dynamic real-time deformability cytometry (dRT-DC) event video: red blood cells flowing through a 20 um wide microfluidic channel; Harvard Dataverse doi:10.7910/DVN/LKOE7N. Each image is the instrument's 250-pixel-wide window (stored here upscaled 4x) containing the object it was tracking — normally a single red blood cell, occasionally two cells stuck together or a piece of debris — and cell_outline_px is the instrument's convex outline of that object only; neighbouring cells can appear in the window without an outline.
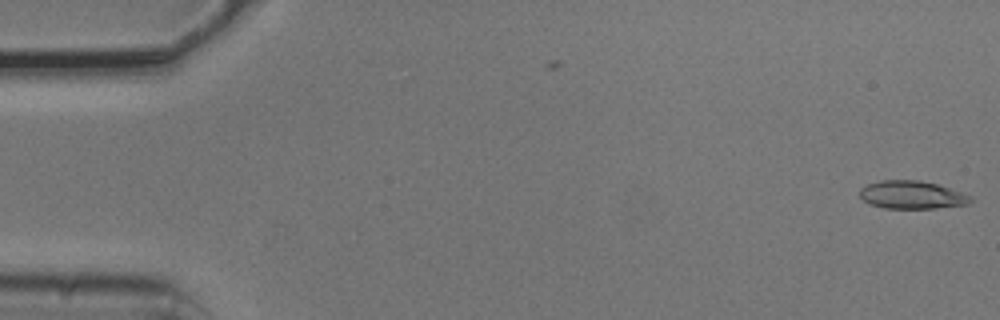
{"species": "common noctule bat (a hibernating species)", "species_latin": "Nyctalus noctula", "temperature_condition": "cold", "stored_images_in_passage": 2, "camera_frame_rate_fps": 3000, "um_per_image_px": 0.085, "animal": {"sex": "male", "body_mass_g": 20.5, "forearm_length_mm": 52.5}, "frame": {"image": 1, "passage_image": 2, "time_ms": 0.333, "image_size_px": [1000, 320], "cell_outline_px": [[972, 200], [968, 204], [936, 208], [884, 208], [868, 204], [860, 196], [860, 188], [868, 184], [880, 180], [920, 180], [936, 184], [972, 196]], "centroid_in_image_um": [77.48, 16.56], "position_along_channel_um": 7.5, "area_um2": 17.98}}